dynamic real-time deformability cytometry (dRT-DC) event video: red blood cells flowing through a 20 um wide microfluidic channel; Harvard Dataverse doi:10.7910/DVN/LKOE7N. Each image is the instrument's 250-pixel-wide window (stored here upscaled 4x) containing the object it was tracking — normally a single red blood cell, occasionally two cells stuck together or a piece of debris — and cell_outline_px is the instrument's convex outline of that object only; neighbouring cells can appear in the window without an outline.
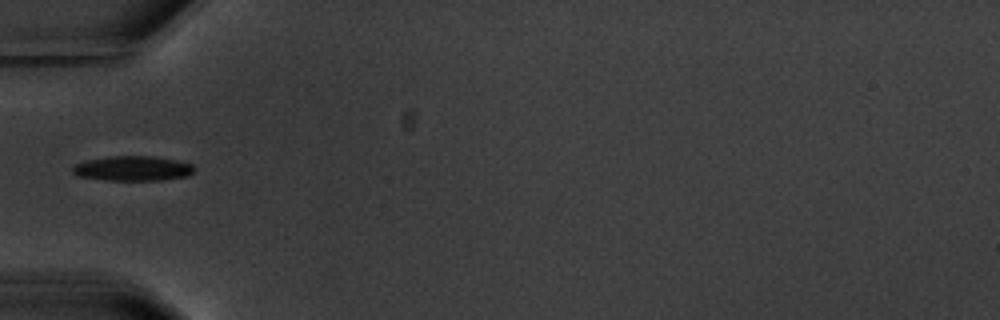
{"species": "common noctule bat (a hibernating species)", "species_latin": "Nyctalus noctula", "temperature_condition": "warm", "stored_images_in_passage": 1, "camera_frame_rate_fps": 3000, "um_per_image_px": 0.085, "animal": {"sex": "male", "body_mass_g": 20.1, "forearm_length_mm": 53.5}, "frame": {"image": 1, "passage_image": 1, "time_ms": 0.0, "image_size_px": [1000, 320], "cell_outline_px": [[196, 168], [188, 176], [160, 180], [108, 180], [80, 176], [72, 172], [72, 168], [76, 164], [88, 160], [108, 156], [156, 156], [176, 160], [192, 164]], "centroid_in_image_um": [11.32, 14.31], "position_along_channel_um": 73.7, "area_um2": 17.51}}